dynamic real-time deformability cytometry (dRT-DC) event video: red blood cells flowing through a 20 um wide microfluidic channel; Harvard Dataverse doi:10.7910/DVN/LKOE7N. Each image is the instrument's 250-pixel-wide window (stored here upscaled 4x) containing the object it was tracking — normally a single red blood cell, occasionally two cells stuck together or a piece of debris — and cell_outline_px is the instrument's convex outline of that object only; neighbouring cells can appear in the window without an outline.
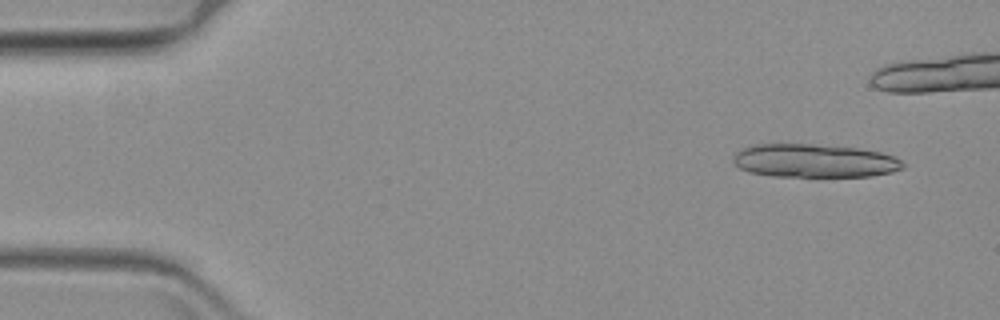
{"species": "common noctule bat (a hibernating species)", "species_latin": "Nyctalus noctula", "temperature_condition": "warm", "stored_images_in_passage": 16, "camera_frame_rate_fps": 3000, "um_per_image_px": 0.085, "animal": {"sex": "female", "body_mass_g": 19.3, "forearm_length_mm": 54.1}, "frame": {"image": 1, "passage_image": 4, "time_ms": 1.0, "image_size_px": [1000, 320], "cell_outline_px": [[908, 164], [904, 168], [892, 172], [872, 176], [772, 176], [748, 172], [740, 168], [732, 160], [732, 156], [736, 152], [752, 144], [812, 144], [856, 148], [880, 152], [892, 156]], "centroid_in_image_um": [69.22, 13.67], "position_along_channel_um": 15.8, "area_um2": 33.06}}